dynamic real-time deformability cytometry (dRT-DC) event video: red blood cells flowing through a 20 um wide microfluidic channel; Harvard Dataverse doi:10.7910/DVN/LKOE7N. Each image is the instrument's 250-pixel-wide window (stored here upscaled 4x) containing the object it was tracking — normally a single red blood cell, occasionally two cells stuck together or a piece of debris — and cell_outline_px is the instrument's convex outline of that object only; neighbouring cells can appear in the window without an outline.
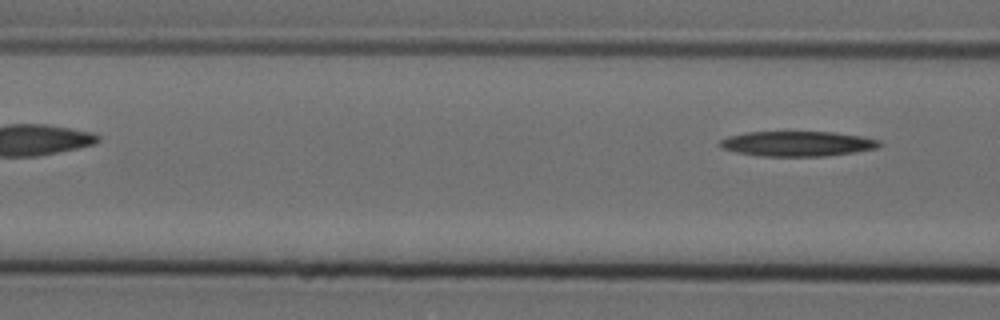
{"species": "Egyptian fruit bat (a non-hibernating species)", "species_latin": "Rousettus aegyptiacus", "temperature_condition": "cold", "stored_images_in_passage": 4, "camera_frame_rate_fps": 3000, "um_per_image_px": 0.085, "animal": {"sex": "female"}, "frame": {"image": 1, "passage_image": 4, "time_ms": 1.0, "image_size_px": [1000, 320], "cell_outline_px": [[884, 144], [876, 148], [852, 152], [824, 156], [764, 156], [736, 152], [720, 148], [720, 140], [728, 136], [744, 132], [836, 132], [860, 136], [880, 140]], "centroid_in_image_um": [67.77, 12.21], "position_along_channel_um": 98.8, "area_um2": 23.24}}